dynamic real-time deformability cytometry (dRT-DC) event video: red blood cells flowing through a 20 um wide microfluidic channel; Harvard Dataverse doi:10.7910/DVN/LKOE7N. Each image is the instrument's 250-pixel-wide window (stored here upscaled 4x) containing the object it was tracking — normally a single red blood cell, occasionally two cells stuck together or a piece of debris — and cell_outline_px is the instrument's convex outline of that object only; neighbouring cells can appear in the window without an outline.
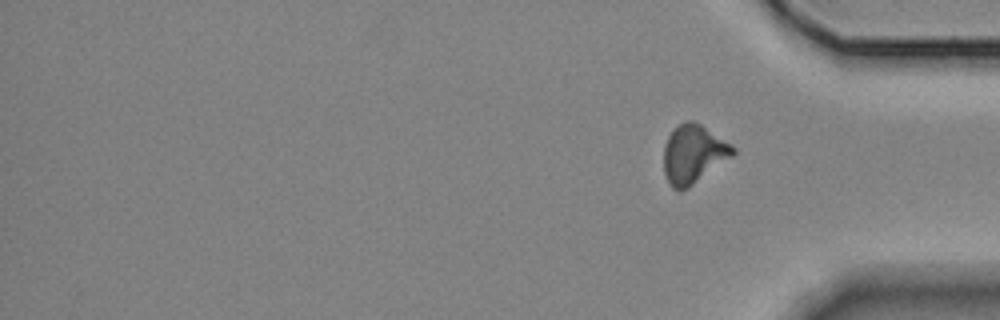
{"species": "Egyptian fruit bat (a non-hibernating species)", "species_latin": "Rousettus aegyptiacus", "temperature_condition": "room temperature", "stored_images_in_passage": 17, "camera_frame_rate_fps": 3000, "um_per_image_px": 0.085, "animal": {"sex": "female"}, "frame": {"image": 1, "passage_image": 17, "time_ms": 18.333, "image_size_px": [1000, 320], "cell_outline_px": [[736, 152], [732, 156], [688, 188], [680, 192], [672, 188], [664, 172], [664, 144], [668, 136], [680, 124], [688, 120], [692, 120], [700, 124], [732, 144], [736, 148]], "centroid_in_image_um": [58.94, 13.11], "position_along_channel_um": 376.3, "area_um2": 23.41}}